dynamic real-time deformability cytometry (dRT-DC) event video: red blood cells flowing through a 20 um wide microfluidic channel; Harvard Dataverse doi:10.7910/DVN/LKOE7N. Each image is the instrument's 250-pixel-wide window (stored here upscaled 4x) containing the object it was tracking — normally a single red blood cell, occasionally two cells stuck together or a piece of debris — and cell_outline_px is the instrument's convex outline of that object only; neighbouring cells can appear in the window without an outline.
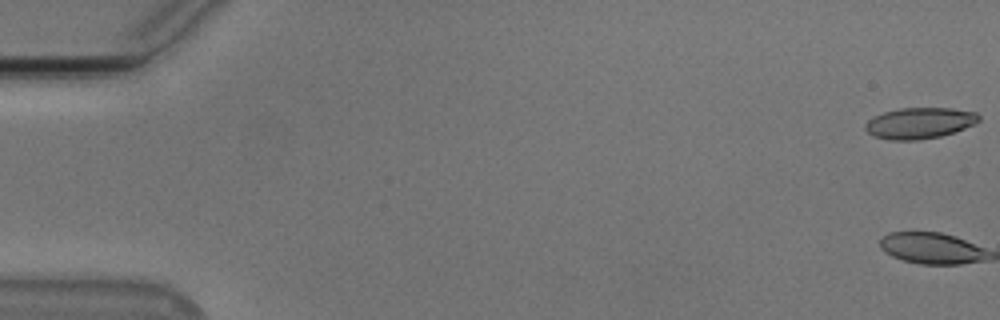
{"species": "Egyptian fruit bat (a non-hibernating species)", "species_latin": "Rousettus aegyptiacus", "temperature_condition": "cold", "stored_images_in_passage": 17, "camera_frame_rate_fps": 3000, "um_per_image_px": 0.085, "animal": {"sex": "male"}, "frame": {"image": 1, "passage_image": 1, "time_ms": 0.0, "image_size_px": [1000, 320], "cell_outline_px": [[980, 120], [976, 124], [940, 136], [916, 140], [888, 140], [872, 136], [864, 128], [864, 124], [872, 116], [884, 112], [900, 108], [952, 108], [976, 112], [980, 116]], "centroid_in_image_um": [78.14, 10.46], "position_along_channel_um": 6.9, "area_um2": 20.69}}